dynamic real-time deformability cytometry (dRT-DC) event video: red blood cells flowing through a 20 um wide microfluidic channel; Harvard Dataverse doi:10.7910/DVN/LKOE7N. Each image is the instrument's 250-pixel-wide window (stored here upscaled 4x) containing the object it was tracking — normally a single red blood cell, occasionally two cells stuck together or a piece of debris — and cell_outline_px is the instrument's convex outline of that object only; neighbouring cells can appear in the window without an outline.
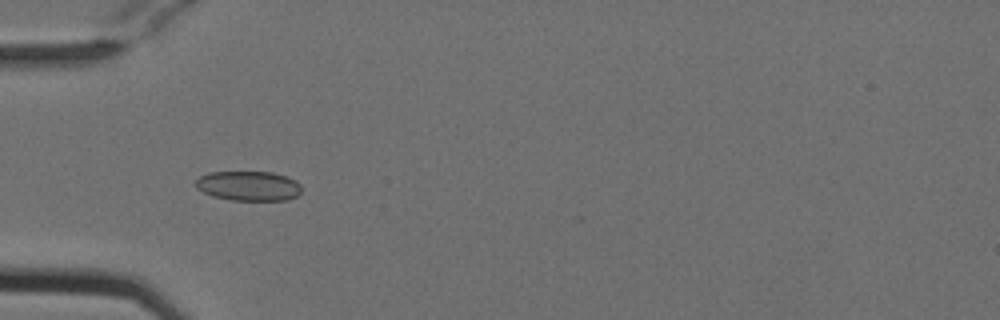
{"species": "Egyptian fruit bat (a non-hibernating species)", "species_latin": "Rousettus aegyptiacus", "temperature_condition": "cold", "stored_images_in_passage": 33, "camera_frame_rate_fps": 3000, "um_per_image_px": 0.085, "animal": {"sex": "female"}, "frame": {"image": 1, "passage_image": 6, "time_ms": 1.667, "image_size_px": [1000, 320], "cell_outline_px": [[300, 192], [296, 196], [288, 200], [232, 200], [212, 196], [196, 188], [192, 184], [200, 176], [208, 172], [272, 172], [288, 176], [296, 180], [300, 184]], "centroid_in_image_um": [21.11, 15.79], "position_along_channel_um": 63.9, "area_um2": 18.5}}
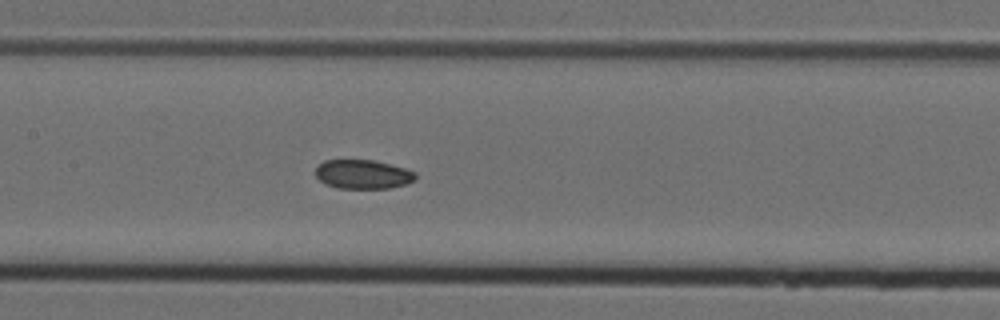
{"frame": {"image": 2, "passage_image": 15, "time_ms": 4.667, "image_size_px": [1000, 320], "cell_outline_px": [[416, 180], [408, 184], [388, 188], [340, 188], [324, 184], [316, 176], [316, 168], [324, 160], [372, 160], [404, 168], [416, 172]], "centroid_in_image_um": [30.86, 14.82], "position_along_channel_um": 176.5, "area_um2": 16.88}}
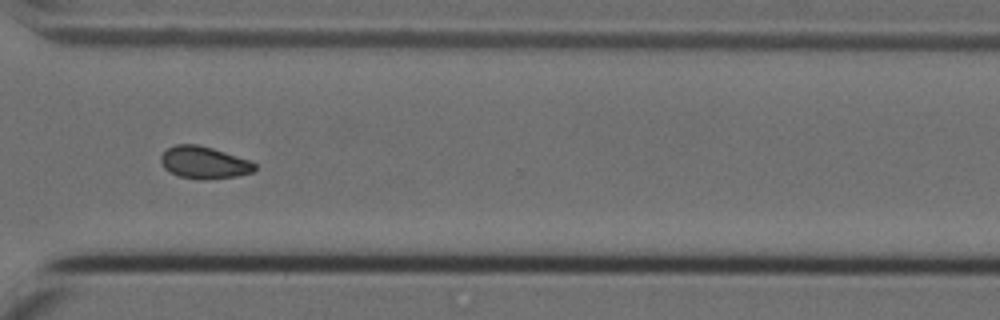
{"frame": {"image": 3, "passage_image": 29, "time_ms": 9.333, "image_size_px": [1000, 320], "cell_outline_px": [[256, 168], [252, 172], [236, 176], [204, 180], [200, 180], [180, 176], [168, 172], [164, 168], [160, 160], [160, 156], [168, 148], [176, 144], [196, 144], [212, 148], [248, 160], [256, 164]], "centroid_in_image_um": [17.31, 13.82], "position_along_channel_um": 353.3, "area_um2": 17.51}}